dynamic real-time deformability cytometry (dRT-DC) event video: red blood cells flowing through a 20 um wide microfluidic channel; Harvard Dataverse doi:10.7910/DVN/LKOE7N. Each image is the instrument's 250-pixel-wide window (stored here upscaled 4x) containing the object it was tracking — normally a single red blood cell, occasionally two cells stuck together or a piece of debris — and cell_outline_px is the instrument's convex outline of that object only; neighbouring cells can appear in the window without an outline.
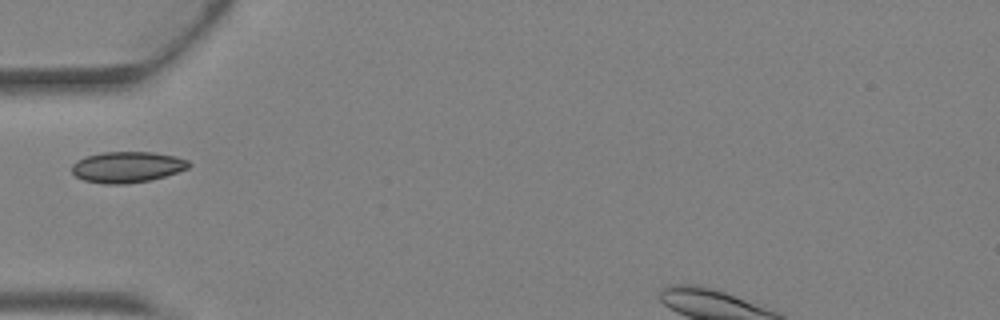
{"species": "Egyptian fruit bat (a non-hibernating species)", "species_latin": "Rousettus aegyptiacus", "temperature_condition": "warm", "stored_images_in_passage": 1, "camera_frame_rate_fps": 3000, "um_per_image_px": 0.085, "animal": {"sex": "female"}, "frame": {"image": 1, "passage_image": 1, "time_ms": 0.0, "image_size_px": [1000, 320], "cell_outline_px": [[192, 164], [188, 168], [152, 180], [124, 184], [104, 184], [84, 180], [76, 176], [72, 172], [72, 164], [76, 160], [84, 156], [104, 152], [152, 152], [176, 156], [188, 160]], "centroid_in_image_um": [10.8, 14.19], "position_along_channel_um": 74.2, "area_um2": 21.21}}